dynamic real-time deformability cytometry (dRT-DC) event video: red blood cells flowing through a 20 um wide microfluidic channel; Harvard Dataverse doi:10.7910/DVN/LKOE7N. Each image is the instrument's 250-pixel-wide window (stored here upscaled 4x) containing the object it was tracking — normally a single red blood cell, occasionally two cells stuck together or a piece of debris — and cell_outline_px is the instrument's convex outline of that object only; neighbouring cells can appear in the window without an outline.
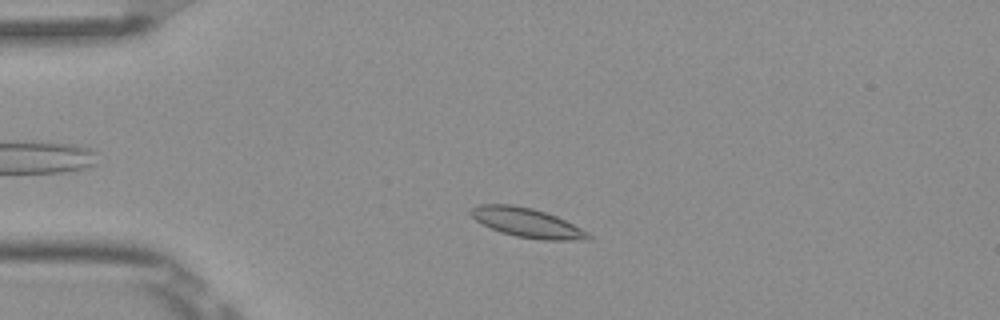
{"species": "Egyptian fruit bat (a non-hibernating species)", "species_latin": "Rousettus aegyptiacus", "temperature_condition": "room temperature", "stored_images_in_passage": 4, "camera_frame_rate_fps": 3000, "um_per_image_px": 0.085, "frame": {"image": 1, "passage_image": 2, "time_ms": 0.333, "image_size_px": [1000, 320], "cell_outline_px": [[592, 240], [540, 240], [516, 236], [500, 232], [476, 220], [468, 212], [472, 208], [480, 204], [512, 204], [532, 208], [556, 216], [588, 232], [592, 236]], "centroid_in_image_um": [44.81, 18.94], "position_along_channel_um": 40.2, "area_um2": 19.94}}
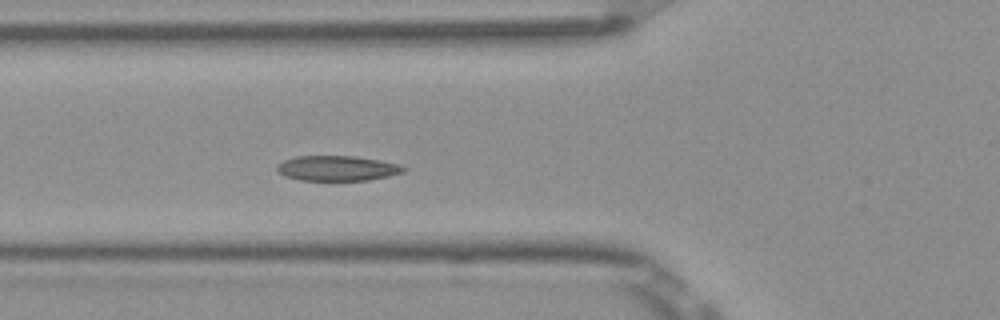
{"frame": {"image": 2, "passage_image": 4, "time_ms": 1.0, "image_size_px": [1000, 320], "cell_outline_px": [[408, 168], [404, 172], [388, 176], [368, 180], [300, 180], [284, 176], [276, 172], [276, 164], [284, 160], [296, 156], [356, 156], [380, 160], [396, 164]], "centroid_in_image_um": [28.62, 14.3], "position_along_channel_um": 97.2, "area_um2": 18.61}}